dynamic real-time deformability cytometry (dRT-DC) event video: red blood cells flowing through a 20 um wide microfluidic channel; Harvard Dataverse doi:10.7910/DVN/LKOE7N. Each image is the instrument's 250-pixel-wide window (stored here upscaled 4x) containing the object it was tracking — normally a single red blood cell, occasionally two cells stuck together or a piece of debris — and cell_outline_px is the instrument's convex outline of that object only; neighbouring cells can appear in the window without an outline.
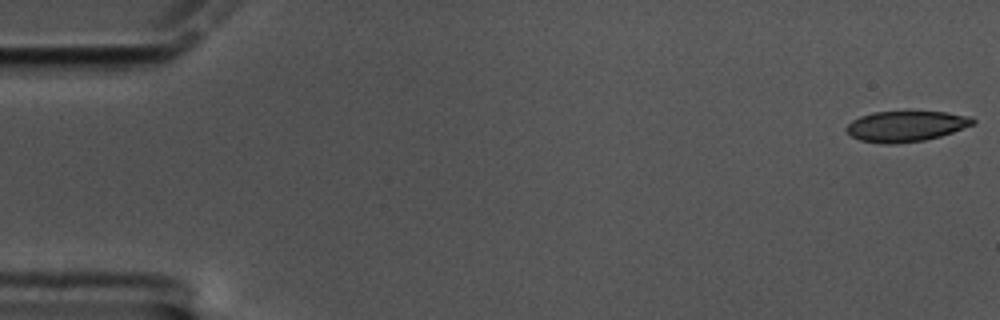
{"species": "common noctule bat (a hibernating species)", "species_latin": "Nyctalus noctula", "temperature_condition": "cold", "stored_images_in_passage": 59, "camera_frame_rate_fps": 3000, "um_per_image_px": 0.085, "animal": {"sex": "male", "body_mass_g": 17.5, "forearm_length_mm": 52.3}, "frame": {"image": 1, "passage_image": 1, "time_ms": 0.0, "image_size_px": [1000, 320], "cell_outline_px": [[976, 124], [940, 136], [924, 140], [892, 144], [884, 144], [860, 140], [852, 136], [844, 128], [852, 120], [860, 116], [872, 112], [948, 112], [972, 116], [976, 120]], "centroid_in_image_um": [77.03, 10.72], "position_along_channel_um": 8.0, "area_um2": 22.6}}
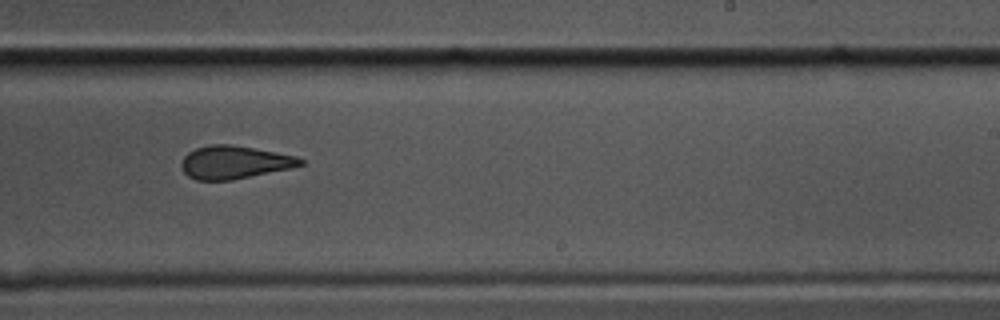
{"frame": {"image": 2, "passage_image": 36, "time_ms": 11.667, "image_size_px": [1000, 320], "cell_outline_px": [[304, 164], [288, 168], [232, 180], [196, 180], [188, 176], [184, 172], [180, 164], [184, 156], [188, 152], [196, 148], [208, 144], [228, 144], [276, 152], [296, 156], [304, 160]], "centroid_in_image_um": [19.87, 13.79], "position_along_channel_um": 269.1, "area_um2": 22.66}}
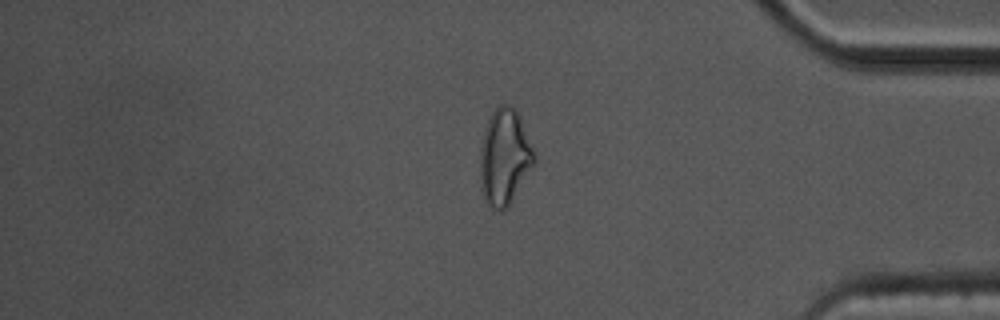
{"frame": {"image": 3, "passage_image": 49, "time_ms": 16.0, "image_size_px": [1000, 320], "cell_outline_px": [[536, 164], [508, 208], [492, 208], [484, 200], [480, 188], [480, 148], [484, 132], [488, 120], [492, 112], [500, 104], [508, 104], [520, 116], [536, 156]], "centroid_in_image_um": [42.9, 13.38], "position_along_channel_um": 392.3, "area_um2": 30.52}, "authors_computed_cell_mechanics": {"area_um2": 23.698, "velocity_mm_per_s": 3.4146, "shape_relaxation_time_tau1_ms": 5.8137, "shape_relaxation_time_tau2_ms": 2.5944, "deformation_change_tau1": 0.1457, "deformation_change_tau2": 0.1063}}